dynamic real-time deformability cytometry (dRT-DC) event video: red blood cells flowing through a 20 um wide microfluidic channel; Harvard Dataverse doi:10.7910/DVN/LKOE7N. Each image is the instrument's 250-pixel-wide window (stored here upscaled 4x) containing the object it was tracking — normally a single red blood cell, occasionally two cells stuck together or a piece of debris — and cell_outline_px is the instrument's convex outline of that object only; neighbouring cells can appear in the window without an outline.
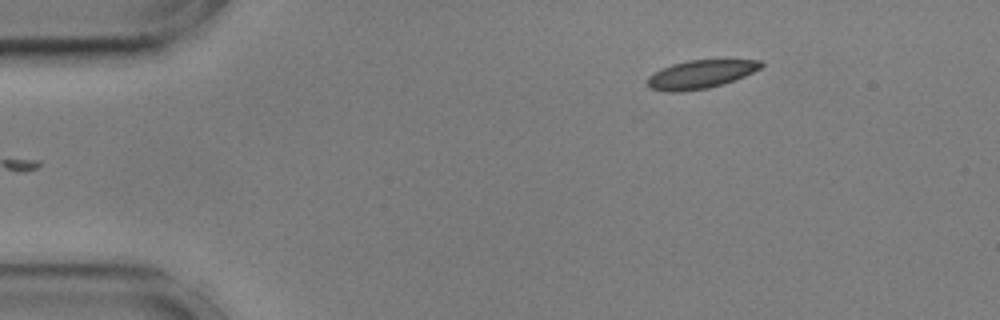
{"species": "common noctule bat (a hibernating species)", "species_latin": "Nyctalus noctula", "temperature_condition": "cold", "stored_images_in_passage": 10, "camera_frame_rate_fps": 3000, "um_per_image_px": 0.085, "animal": {"sex": "male", "body_mass_g": 17.9, "forearm_length_mm": 54.2}, "frame": {"image": 1, "passage_image": 1, "time_ms": 0.0, "image_size_px": [1000, 320], "cell_outline_px": [[764, 64], [760, 68], [744, 76], [708, 88], [680, 92], [668, 92], [648, 88], [648, 76], [660, 68], [672, 64], [688, 60], [760, 60]], "centroid_in_image_um": [59.49, 6.31], "position_along_channel_um": 25.5, "area_um2": 18.61}}